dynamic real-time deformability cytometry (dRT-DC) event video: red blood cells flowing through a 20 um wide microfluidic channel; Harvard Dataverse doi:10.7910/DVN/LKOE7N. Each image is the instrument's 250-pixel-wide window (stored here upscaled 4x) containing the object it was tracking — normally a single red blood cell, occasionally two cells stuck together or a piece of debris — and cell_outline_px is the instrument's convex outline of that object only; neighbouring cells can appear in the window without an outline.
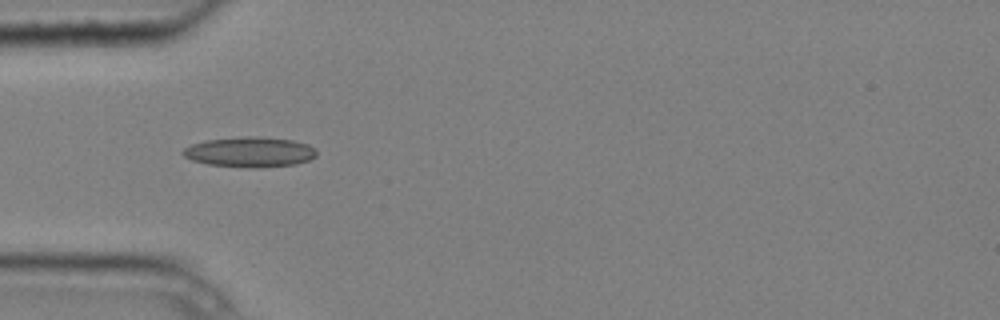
{"species": "common noctule bat (a hibernating species)", "species_latin": "Nyctalus noctula", "temperature_condition": "cold", "stored_images_in_passage": 2, "camera_frame_rate_fps": 3000, "um_per_image_px": 0.085, "animal": {"sex": "male", "body_mass_g": 20.4}, "frame": {"image": 1, "passage_image": 1, "time_ms": 0.0, "image_size_px": [1000, 320], "cell_outline_px": [[316, 156], [308, 160], [296, 164], [256, 168], [248, 168], [208, 164], [192, 160], [184, 156], [180, 152], [184, 148], [192, 144], [204, 140], [248, 136], [256, 136], [292, 140], [308, 144], [316, 148]], "centroid_in_image_um": [21.23, 12.92], "position_along_channel_um": 63.8, "area_um2": 23.58}}
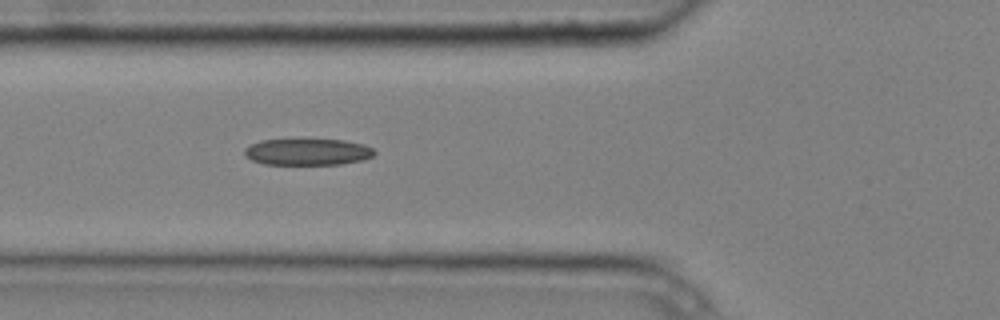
{"frame": {"image": 2, "passage_image": 2, "time_ms": 0.333, "image_size_px": [1000, 320], "cell_outline_px": [[376, 152], [372, 156], [364, 160], [340, 164], [264, 164], [252, 160], [244, 156], [244, 148], [260, 140], [300, 136], [344, 140], [364, 144], [372, 148]], "centroid_in_image_um": [26.11, 12.85], "position_along_channel_um": 99.7, "area_um2": 21.21}}